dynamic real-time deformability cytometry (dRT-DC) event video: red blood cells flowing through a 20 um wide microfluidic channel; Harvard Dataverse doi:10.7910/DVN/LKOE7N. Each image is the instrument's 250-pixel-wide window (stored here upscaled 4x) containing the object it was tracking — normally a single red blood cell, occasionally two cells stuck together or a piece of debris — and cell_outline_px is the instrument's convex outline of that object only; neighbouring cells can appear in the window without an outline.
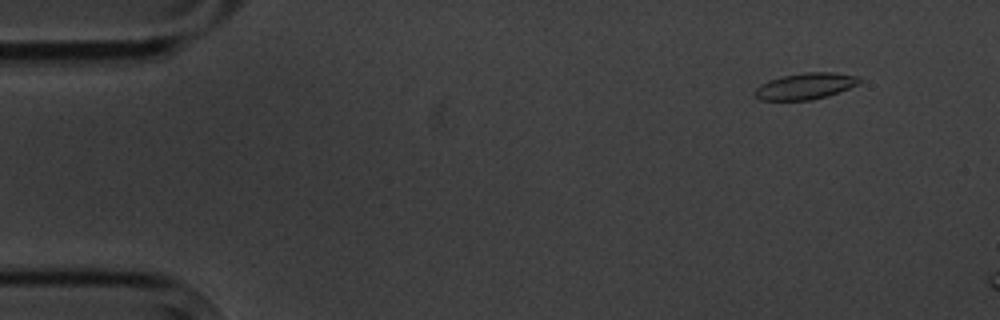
{"species": "common noctule bat (a hibernating species)", "species_latin": "Nyctalus noctula", "temperature_condition": "cold", "stored_images_in_passage": 5, "camera_frame_rate_fps": 3000, "um_per_image_px": 0.085, "animal": {"sex": "male", "body_mass_g": 20.1, "forearm_length_mm": 53.5}, "frame": {"image": 1, "passage_image": 2, "time_ms": 1.0, "image_size_px": [1000, 320], "cell_outline_px": [[864, 80], [848, 88], [828, 96], [812, 100], [760, 100], [752, 92], [760, 84], [768, 80], [780, 76], [804, 72], [832, 72], [860, 76]], "centroid_in_image_um": [68.44, 7.31], "position_along_channel_um": 16.6, "area_um2": 16.24}}